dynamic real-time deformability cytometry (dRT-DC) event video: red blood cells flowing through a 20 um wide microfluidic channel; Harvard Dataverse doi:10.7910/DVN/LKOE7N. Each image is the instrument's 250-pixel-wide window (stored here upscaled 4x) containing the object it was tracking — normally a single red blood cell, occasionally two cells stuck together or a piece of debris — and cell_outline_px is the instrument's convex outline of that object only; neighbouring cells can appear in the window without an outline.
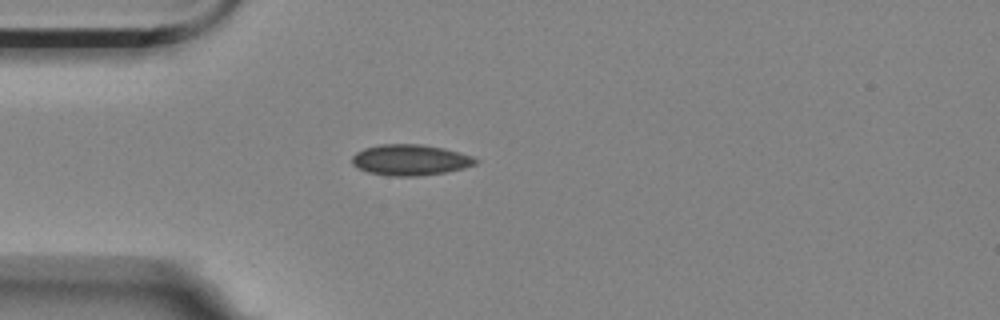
{"species": "Egyptian fruit bat (a non-hibernating species)", "species_latin": "Rousettus aegyptiacus", "temperature_condition": "room temperature", "stored_images_in_passage": 42, "camera_frame_rate_fps": 3000, "um_per_image_px": 0.085, "animal": {"sex": "female"}, "frame": {"image": 1, "passage_image": 1, "time_ms": 0.0, "image_size_px": [1000, 320], "cell_outline_px": [[480, 160], [476, 164], [464, 168], [444, 172], [420, 176], [388, 176], [368, 172], [352, 164], [352, 156], [356, 152], [364, 148], [380, 144], [420, 144], [444, 148], [460, 152], [472, 156]], "centroid_in_image_um": [34.88, 13.59], "position_along_channel_um": 50.1, "area_um2": 22.31}}
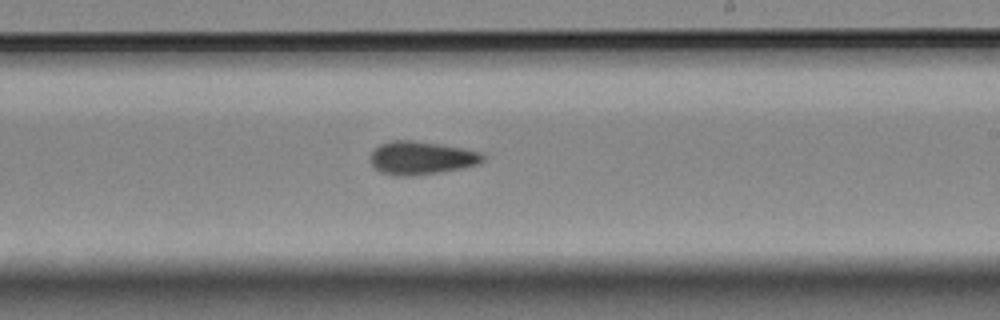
{"frame": {"image": 2, "passage_image": 19, "time_ms": 6.0, "image_size_px": [1000, 320], "cell_outline_px": [[484, 160], [480, 164], [440, 172], [412, 176], [396, 176], [380, 172], [372, 168], [372, 152], [380, 144], [392, 140], [416, 140], [464, 148], [484, 152]], "centroid_in_image_um": [35.84, 13.42], "position_along_channel_um": 253.2, "area_um2": 21.96}}
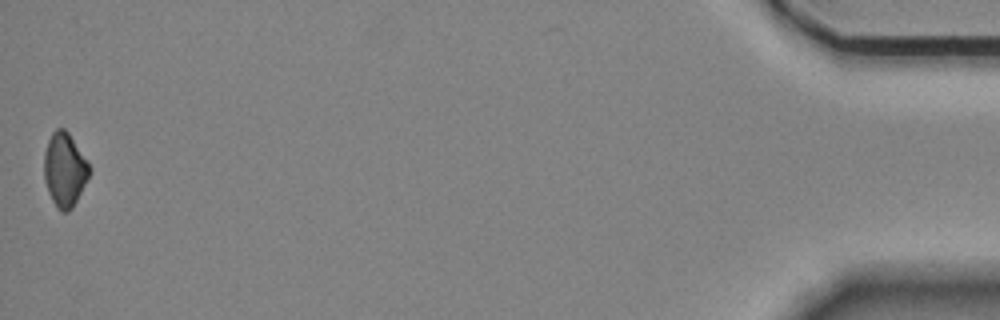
{"frame": {"image": 3, "passage_image": 42, "time_ms": 13.667, "image_size_px": [1000, 320], "cell_outline_px": [[92, 168], [72, 208], [68, 212], [60, 212], [56, 208], [48, 192], [44, 180], [44, 152], [48, 140], [52, 132], [56, 128], [64, 128], [68, 132], [88, 160]], "centroid_in_image_um": [5.48, 14.41], "position_along_channel_um": 429.7, "area_um2": 19.59}, "authors_computed_cell_mechanics": {"area_um2": 20.7791, "velocity_mm_per_s": 3.5312, "shape_relaxation_time_tau1_ms": null, "shape_relaxation_time_tau2_ms": 8.1073, "deformation_change_tau1": null, "deformation_change_tau2": 0.1171}}